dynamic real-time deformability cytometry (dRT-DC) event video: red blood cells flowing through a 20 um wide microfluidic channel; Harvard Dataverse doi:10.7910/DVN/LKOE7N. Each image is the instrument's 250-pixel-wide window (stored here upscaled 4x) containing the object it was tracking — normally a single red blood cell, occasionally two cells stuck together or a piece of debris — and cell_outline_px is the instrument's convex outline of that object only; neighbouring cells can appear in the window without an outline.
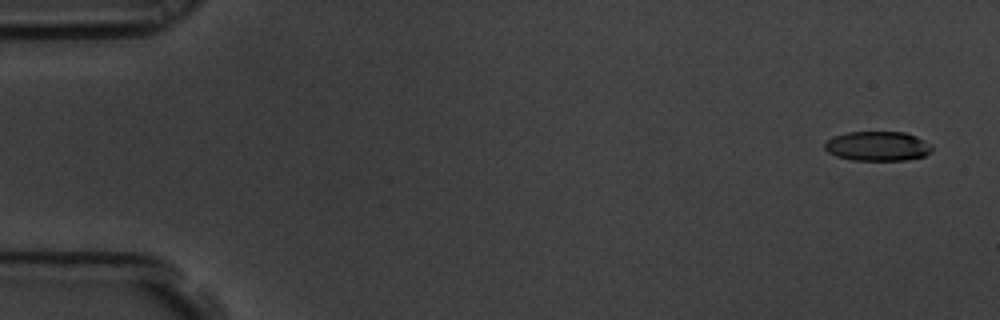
{"species": "common noctule bat (a hibernating species)", "species_latin": "Nyctalus noctula", "temperature_condition": "room temperature", "stored_images_in_passage": 9, "camera_frame_rate_fps": 3000, "um_per_image_px": 0.085, "animal": {"sex": "male", "body_mass_g": 19.5, "forearm_length_mm": 54.6}, "frame": {"image": 1, "passage_image": 1, "time_ms": 0.0, "image_size_px": [1000, 320], "cell_outline_px": [[932, 152], [924, 156], [908, 160], [852, 160], [836, 156], [828, 152], [824, 148], [824, 144], [832, 136], [848, 132], [904, 132], [916, 136], [932, 144]], "centroid_in_image_um": [74.61, 12.42], "position_along_channel_um": 10.4, "area_um2": 18.61}}
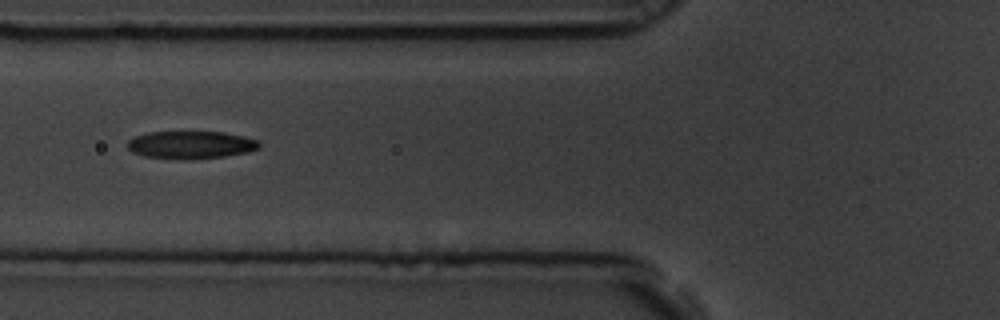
{"frame": {"image": 2, "passage_image": 7, "time_ms": 2.0, "image_size_px": [1000, 320], "cell_outline_px": [[260, 148], [248, 152], [224, 156], [192, 160], [180, 160], [144, 156], [132, 152], [128, 148], [128, 140], [136, 136], [148, 132], [224, 132], [244, 136], [260, 140]], "centroid_in_image_um": [16.25, 12.32], "position_along_channel_um": 109.6, "area_um2": 21.5}}
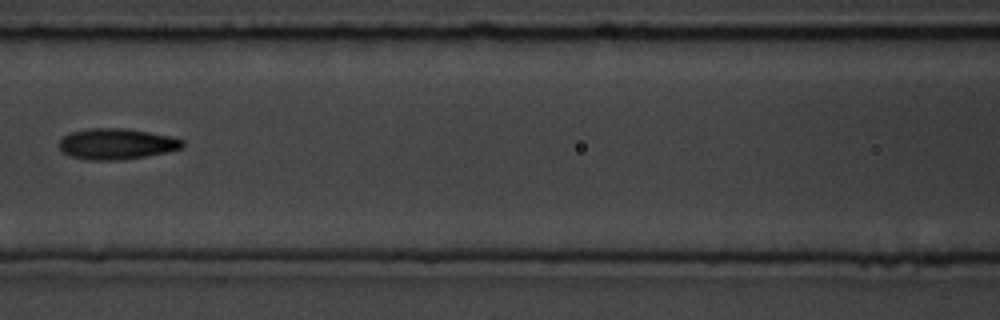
{"frame": {"image": 3, "passage_image": 8, "time_ms": 2.333, "image_size_px": [1000, 320], "cell_outline_px": [[184, 144], [180, 148], [168, 152], [124, 160], [88, 160], [72, 156], [64, 152], [60, 148], [60, 140], [64, 136], [72, 132], [88, 128], [124, 128], [172, 136], [184, 140]], "centroid_in_image_um": [9.94, 12.23], "position_along_channel_um": 156.7, "area_um2": 22.14}}